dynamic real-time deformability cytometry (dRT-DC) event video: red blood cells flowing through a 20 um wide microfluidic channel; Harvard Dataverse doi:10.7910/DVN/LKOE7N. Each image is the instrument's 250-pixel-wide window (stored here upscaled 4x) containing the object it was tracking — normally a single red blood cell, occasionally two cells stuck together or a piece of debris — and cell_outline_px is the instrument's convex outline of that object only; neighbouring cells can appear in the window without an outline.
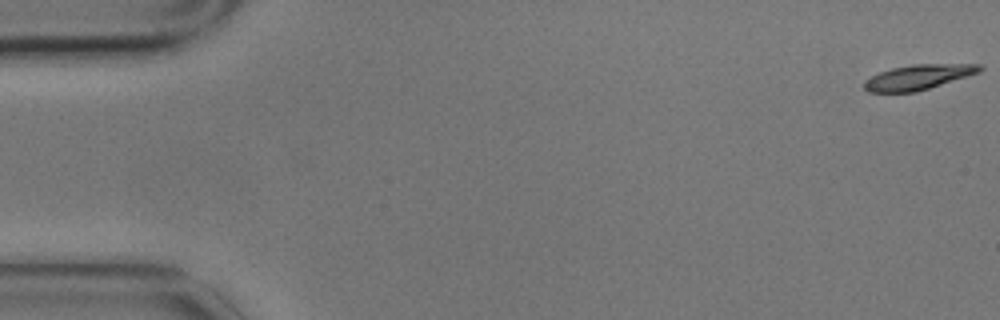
{"species": "common noctule bat (a hibernating species)", "species_latin": "Nyctalus noctula", "temperature_condition": "cold", "stored_images_in_passage": 2, "camera_frame_rate_fps": 3000, "um_per_image_px": 0.085, "animal": {"sex": "male", "body_mass_g": 17.9}, "frame": {"image": 1, "passage_image": 2, "time_ms": 0.333, "image_size_px": [1000, 320], "cell_outline_px": [[984, 68], [980, 72], [916, 92], [868, 92], [864, 88], [864, 80], [880, 72], [892, 68], [912, 64], [980, 64]], "centroid_in_image_um": [78.05, 6.55], "position_along_channel_um": 7.0, "area_um2": 16.7}}